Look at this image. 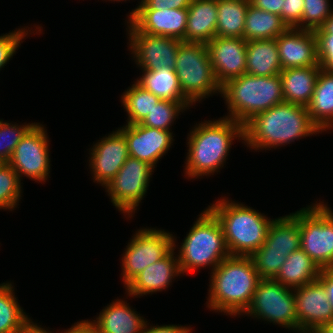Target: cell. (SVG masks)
Returning <instances> with one entry per match:
<instances>
[{
	"label": "cell",
	"instance_id": "9",
	"mask_svg": "<svg viewBox=\"0 0 333 333\" xmlns=\"http://www.w3.org/2000/svg\"><path fill=\"white\" fill-rule=\"evenodd\" d=\"M262 320L293 332L298 330V317L293 289L274 279H261L249 308L242 316ZM267 321V322H266Z\"/></svg>",
	"mask_w": 333,
	"mask_h": 333
},
{
	"label": "cell",
	"instance_id": "29",
	"mask_svg": "<svg viewBox=\"0 0 333 333\" xmlns=\"http://www.w3.org/2000/svg\"><path fill=\"white\" fill-rule=\"evenodd\" d=\"M14 283L0 284V333H25L34 323L15 295Z\"/></svg>",
	"mask_w": 333,
	"mask_h": 333
},
{
	"label": "cell",
	"instance_id": "48",
	"mask_svg": "<svg viewBox=\"0 0 333 333\" xmlns=\"http://www.w3.org/2000/svg\"><path fill=\"white\" fill-rule=\"evenodd\" d=\"M296 333H327L323 328H301Z\"/></svg>",
	"mask_w": 333,
	"mask_h": 333
},
{
	"label": "cell",
	"instance_id": "50",
	"mask_svg": "<svg viewBox=\"0 0 333 333\" xmlns=\"http://www.w3.org/2000/svg\"><path fill=\"white\" fill-rule=\"evenodd\" d=\"M104 1L107 2V0H104ZM108 1H112V2H121V1L123 2L124 1V2H126V1H129V0H108ZM143 1L144 0H139V2H138L139 5H137V6H140L143 3Z\"/></svg>",
	"mask_w": 333,
	"mask_h": 333
},
{
	"label": "cell",
	"instance_id": "37",
	"mask_svg": "<svg viewBox=\"0 0 333 333\" xmlns=\"http://www.w3.org/2000/svg\"><path fill=\"white\" fill-rule=\"evenodd\" d=\"M330 0H304L301 29L315 31L330 16L333 8Z\"/></svg>",
	"mask_w": 333,
	"mask_h": 333
},
{
	"label": "cell",
	"instance_id": "6",
	"mask_svg": "<svg viewBox=\"0 0 333 333\" xmlns=\"http://www.w3.org/2000/svg\"><path fill=\"white\" fill-rule=\"evenodd\" d=\"M220 96L228 111L223 117L243 126L255 115L284 102L279 74L261 77L245 73L223 84Z\"/></svg>",
	"mask_w": 333,
	"mask_h": 333
},
{
	"label": "cell",
	"instance_id": "25",
	"mask_svg": "<svg viewBox=\"0 0 333 333\" xmlns=\"http://www.w3.org/2000/svg\"><path fill=\"white\" fill-rule=\"evenodd\" d=\"M306 108L321 132L333 129V72L320 69L313 96Z\"/></svg>",
	"mask_w": 333,
	"mask_h": 333
},
{
	"label": "cell",
	"instance_id": "35",
	"mask_svg": "<svg viewBox=\"0 0 333 333\" xmlns=\"http://www.w3.org/2000/svg\"><path fill=\"white\" fill-rule=\"evenodd\" d=\"M34 25V29L31 26H24L22 28L20 26V28H16L14 31L10 30L8 33L0 35V71L9 63L14 54L17 53L16 50L20 48L21 43L24 42L23 40L30 36L29 34L40 35L43 32L42 26L39 27V24Z\"/></svg>",
	"mask_w": 333,
	"mask_h": 333
},
{
	"label": "cell",
	"instance_id": "16",
	"mask_svg": "<svg viewBox=\"0 0 333 333\" xmlns=\"http://www.w3.org/2000/svg\"><path fill=\"white\" fill-rule=\"evenodd\" d=\"M206 46L215 77L221 86L246 73L247 41L244 38L215 36Z\"/></svg>",
	"mask_w": 333,
	"mask_h": 333
},
{
	"label": "cell",
	"instance_id": "2",
	"mask_svg": "<svg viewBox=\"0 0 333 333\" xmlns=\"http://www.w3.org/2000/svg\"><path fill=\"white\" fill-rule=\"evenodd\" d=\"M319 133L322 134L306 106L283 102L255 115L244 125L243 144L251 151L266 152Z\"/></svg>",
	"mask_w": 333,
	"mask_h": 333
},
{
	"label": "cell",
	"instance_id": "23",
	"mask_svg": "<svg viewBox=\"0 0 333 333\" xmlns=\"http://www.w3.org/2000/svg\"><path fill=\"white\" fill-rule=\"evenodd\" d=\"M183 42L207 44L216 36L217 0H193Z\"/></svg>",
	"mask_w": 333,
	"mask_h": 333
},
{
	"label": "cell",
	"instance_id": "49",
	"mask_svg": "<svg viewBox=\"0 0 333 333\" xmlns=\"http://www.w3.org/2000/svg\"><path fill=\"white\" fill-rule=\"evenodd\" d=\"M323 329L327 332V333H333V321L330 322L329 324L325 325L323 327Z\"/></svg>",
	"mask_w": 333,
	"mask_h": 333
},
{
	"label": "cell",
	"instance_id": "41",
	"mask_svg": "<svg viewBox=\"0 0 333 333\" xmlns=\"http://www.w3.org/2000/svg\"><path fill=\"white\" fill-rule=\"evenodd\" d=\"M193 0H144L140 6H135L132 11L127 16V18L136 10V9H157L164 10L165 8L169 9H183L188 8Z\"/></svg>",
	"mask_w": 333,
	"mask_h": 333
},
{
	"label": "cell",
	"instance_id": "14",
	"mask_svg": "<svg viewBox=\"0 0 333 333\" xmlns=\"http://www.w3.org/2000/svg\"><path fill=\"white\" fill-rule=\"evenodd\" d=\"M89 150L90 172L94 183L105 188L130 157L127 142L119 127L93 142Z\"/></svg>",
	"mask_w": 333,
	"mask_h": 333
},
{
	"label": "cell",
	"instance_id": "45",
	"mask_svg": "<svg viewBox=\"0 0 333 333\" xmlns=\"http://www.w3.org/2000/svg\"><path fill=\"white\" fill-rule=\"evenodd\" d=\"M318 280L324 285L333 309V268L321 269Z\"/></svg>",
	"mask_w": 333,
	"mask_h": 333
},
{
	"label": "cell",
	"instance_id": "18",
	"mask_svg": "<svg viewBox=\"0 0 333 333\" xmlns=\"http://www.w3.org/2000/svg\"><path fill=\"white\" fill-rule=\"evenodd\" d=\"M187 17V8L136 9L126 20L138 32L182 40L186 31Z\"/></svg>",
	"mask_w": 333,
	"mask_h": 333
},
{
	"label": "cell",
	"instance_id": "36",
	"mask_svg": "<svg viewBox=\"0 0 333 333\" xmlns=\"http://www.w3.org/2000/svg\"><path fill=\"white\" fill-rule=\"evenodd\" d=\"M3 121L0 119V163H8L26 131L34 124Z\"/></svg>",
	"mask_w": 333,
	"mask_h": 333
},
{
	"label": "cell",
	"instance_id": "33",
	"mask_svg": "<svg viewBox=\"0 0 333 333\" xmlns=\"http://www.w3.org/2000/svg\"><path fill=\"white\" fill-rule=\"evenodd\" d=\"M23 185L8 163H0V209L13 211L22 199Z\"/></svg>",
	"mask_w": 333,
	"mask_h": 333
},
{
	"label": "cell",
	"instance_id": "19",
	"mask_svg": "<svg viewBox=\"0 0 333 333\" xmlns=\"http://www.w3.org/2000/svg\"><path fill=\"white\" fill-rule=\"evenodd\" d=\"M276 42L282 70L319 65L314 31L288 28Z\"/></svg>",
	"mask_w": 333,
	"mask_h": 333
},
{
	"label": "cell",
	"instance_id": "42",
	"mask_svg": "<svg viewBox=\"0 0 333 333\" xmlns=\"http://www.w3.org/2000/svg\"><path fill=\"white\" fill-rule=\"evenodd\" d=\"M150 325V326H149ZM193 329L191 328V326L189 325H179V324H168V325H151L148 323H146V326L143 330V333H192Z\"/></svg>",
	"mask_w": 333,
	"mask_h": 333
},
{
	"label": "cell",
	"instance_id": "17",
	"mask_svg": "<svg viewBox=\"0 0 333 333\" xmlns=\"http://www.w3.org/2000/svg\"><path fill=\"white\" fill-rule=\"evenodd\" d=\"M301 328H323L333 321V309L324 285L319 281L293 289Z\"/></svg>",
	"mask_w": 333,
	"mask_h": 333
},
{
	"label": "cell",
	"instance_id": "40",
	"mask_svg": "<svg viewBox=\"0 0 333 333\" xmlns=\"http://www.w3.org/2000/svg\"><path fill=\"white\" fill-rule=\"evenodd\" d=\"M321 69L333 72V34H315Z\"/></svg>",
	"mask_w": 333,
	"mask_h": 333
},
{
	"label": "cell",
	"instance_id": "38",
	"mask_svg": "<svg viewBox=\"0 0 333 333\" xmlns=\"http://www.w3.org/2000/svg\"><path fill=\"white\" fill-rule=\"evenodd\" d=\"M249 257L261 279H275L286 260V253L254 251Z\"/></svg>",
	"mask_w": 333,
	"mask_h": 333
},
{
	"label": "cell",
	"instance_id": "3",
	"mask_svg": "<svg viewBox=\"0 0 333 333\" xmlns=\"http://www.w3.org/2000/svg\"><path fill=\"white\" fill-rule=\"evenodd\" d=\"M260 280L249 256L230 255L210 273L206 308L230 317L242 316Z\"/></svg>",
	"mask_w": 333,
	"mask_h": 333
},
{
	"label": "cell",
	"instance_id": "27",
	"mask_svg": "<svg viewBox=\"0 0 333 333\" xmlns=\"http://www.w3.org/2000/svg\"><path fill=\"white\" fill-rule=\"evenodd\" d=\"M135 82L161 100L181 102L188 109L193 105L184 97L177 73L172 68L162 67L159 70H142V75ZM190 107V108H189Z\"/></svg>",
	"mask_w": 333,
	"mask_h": 333
},
{
	"label": "cell",
	"instance_id": "20",
	"mask_svg": "<svg viewBox=\"0 0 333 333\" xmlns=\"http://www.w3.org/2000/svg\"><path fill=\"white\" fill-rule=\"evenodd\" d=\"M176 250L172 249L164 258L150 264L138 274L124 289L128 296L140 298L166 291L176 277H181ZM173 280V281H172Z\"/></svg>",
	"mask_w": 333,
	"mask_h": 333
},
{
	"label": "cell",
	"instance_id": "43",
	"mask_svg": "<svg viewBox=\"0 0 333 333\" xmlns=\"http://www.w3.org/2000/svg\"><path fill=\"white\" fill-rule=\"evenodd\" d=\"M249 3L258 9L281 16L283 0H249Z\"/></svg>",
	"mask_w": 333,
	"mask_h": 333
},
{
	"label": "cell",
	"instance_id": "10",
	"mask_svg": "<svg viewBox=\"0 0 333 333\" xmlns=\"http://www.w3.org/2000/svg\"><path fill=\"white\" fill-rule=\"evenodd\" d=\"M172 249V232L155 227L137 229L124 248L120 262L124 288L146 267L164 258Z\"/></svg>",
	"mask_w": 333,
	"mask_h": 333
},
{
	"label": "cell",
	"instance_id": "30",
	"mask_svg": "<svg viewBox=\"0 0 333 333\" xmlns=\"http://www.w3.org/2000/svg\"><path fill=\"white\" fill-rule=\"evenodd\" d=\"M288 29L280 15L248 5L243 38L246 41L276 39Z\"/></svg>",
	"mask_w": 333,
	"mask_h": 333
},
{
	"label": "cell",
	"instance_id": "15",
	"mask_svg": "<svg viewBox=\"0 0 333 333\" xmlns=\"http://www.w3.org/2000/svg\"><path fill=\"white\" fill-rule=\"evenodd\" d=\"M126 139L129 155L149 163L154 168L160 159L170 151L175 139L173 131L160 130L143 125L124 124L119 128Z\"/></svg>",
	"mask_w": 333,
	"mask_h": 333
},
{
	"label": "cell",
	"instance_id": "7",
	"mask_svg": "<svg viewBox=\"0 0 333 333\" xmlns=\"http://www.w3.org/2000/svg\"><path fill=\"white\" fill-rule=\"evenodd\" d=\"M175 72L184 97L194 106L205 98L221 94L206 44L182 42L176 56Z\"/></svg>",
	"mask_w": 333,
	"mask_h": 333
},
{
	"label": "cell",
	"instance_id": "21",
	"mask_svg": "<svg viewBox=\"0 0 333 333\" xmlns=\"http://www.w3.org/2000/svg\"><path fill=\"white\" fill-rule=\"evenodd\" d=\"M127 300L114 299L94 320L99 333H143L147 320Z\"/></svg>",
	"mask_w": 333,
	"mask_h": 333
},
{
	"label": "cell",
	"instance_id": "11",
	"mask_svg": "<svg viewBox=\"0 0 333 333\" xmlns=\"http://www.w3.org/2000/svg\"><path fill=\"white\" fill-rule=\"evenodd\" d=\"M153 170L155 168L149 163L130 156L104 188L110 202L124 218L127 216L130 220L137 213L139 204L146 196Z\"/></svg>",
	"mask_w": 333,
	"mask_h": 333
},
{
	"label": "cell",
	"instance_id": "44",
	"mask_svg": "<svg viewBox=\"0 0 333 333\" xmlns=\"http://www.w3.org/2000/svg\"><path fill=\"white\" fill-rule=\"evenodd\" d=\"M61 333H99L96 325L91 319L77 321L68 329L60 331Z\"/></svg>",
	"mask_w": 333,
	"mask_h": 333
},
{
	"label": "cell",
	"instance_id": "24",
	"mask_svg": "<svg viewBox=\"0 0 333 333\" xmlns=\"http://www.w3.org/2000/svg\"><path fill=\"white\" fill-rule=\"evenodd\" d=\"M320 65L283 69L282 80L284 102L307 106L313 96Z\"/></svg>",
	"mask_w": 333,
	"mask_h": 333
},
{
	"label": "cell",
	"instance_id": "22",
	"mask_svg": "<svg viewBox=\"0 0 333 333\" xmlns=\"http://www.w3.org/2000/svg\"><path fill=\"white\" fill-rule=\"evenodd\" d=\"M301 247L300 210L275 218L267 238L257 252L286 253V257Z\"/></svg>",
	"mask_w": 333,
	"mask_h": 333
},
{
	"label": "cell",
	"instance_id": "39",
	"mask_svg": "<svg viewBox=\"0 0 333 333\" xmlns=\"http://www.w3.org/2000/svg\"><path fill=\"white\" fill-rule=\"evenodd\" d=\"M304 0H283L281 19L288 28L301 29Z\"/></svg>",
	"mask_w": 333,
	"mask_h": 333
},
{
	"label": "cell",
	"instance_id": "4",
	"mask_svg": "<svg viewBox=\"0 0 333 333\" xmlns=\"http://www.w3.org/2000/svg\"><path fill=\"white\" fill-rule=\"evenodd\" d=\"M207 208L221 224L227 249L232 256H250L259 249L274 220L227 196L218 198Z\"/></svg>",
	"mask_w": 333,
	"mask_h": 333
},
{
	"label": "cell",
	"instance_id": "32",
	"mask_svg": "<svg viewBox=\"0 0 333 333\" xmlns=\"http://www.w3.org/2000/svg\"><path fill=\"white\" fill-rule=\"evenodd\" d=\"M121 94V104L127 113L125 124L134 125L141 123L160 98L143 89L135 81Z\"/></svg>",
	"mask_w": 333,
	"mask_h": 333
},
{
	"label": "cell",
	"instance_id": "1",
	"mask_svg": "<svg viewBox=\"0 0 333 333\" xmlns=\"http://www.w3.org/2000/svg\"><path fill=\"white\" fill-rule=\"evenodd\" d=\"M235 140L244 143V126L233 119L220 117L196 123L187 135L185 178L194 180L220 173Z\"/></svg>",
	"mask_w": 333,
	"mask_h": 333
},
{
	"label": "cell",
	"instance_id": "46",
	"mask_svg": "<svg viewBox=\"0 0 333 333\" xmlns=\"http://www.w3.org/2000/svg\"><path fill=\"white\" fill-rule=\"evenodd\" d=\"M315 34H333V11L324 24L314 31Z\"/></svg>",
	"mask_w": 333,
	"mask_h": 333
},
{
	"label": "cell",
	"instance_id": "5",
	"mask_svg": "<svg viewBox=\"0 0 333 333\" xmlns=\"http://www.w3.org/2000/svg\"><path fill=\"white\" fill-rule=\"evenodd\" d=\"M197 216L180 246L176 242L177 237L173 235V249H178L176 255L182 275L206 267L213 271L230 256L222 226L215 215L206 207Z\"/></svg>",
	"mask_w": 333,
	"mask_h": 333
},
{
	"label": "cell",
	"instance_id": "31",
	"mask_svg": "<svg viewBox=\"0 0 333 333\" xmlns=\"http://www.w3.org/2000/svg\"><path fill=\"white\" fill-rule=\"evenodd\" d=\"M249 0H217L216 36L243 38Z\"/></svg>",
	"mask_w": 333,
	"mask_h": 333
},
{
	"label": "cell",
	"instance_id": "34",
	"mask_svg": "<svg viewBox=\"0 0 333 333\" xmlns=\"http://www.w3.org/2000/svg\"><path fill=\"white\" fill-rule=\"evenodd\" d=\"M185 110L189 109L181 102L160 99L140 124L145 127L172 131L174 121L179 119V115Z\"/></svg>",
	"mask_w": 333,
	"mask_h": 333
},
{
	"label": "cell",
	"instance_id": "8",
	"mask_svg": "<svg viewBox=\"0 0 333 333\" xmlns=\"http://www.w3.org/2000/svg\"><path fill=\"white\" fill-rule=\"evenodd\" d=\"M300 208L301 249L319 269L333 268V210L324 200Z\"/></svg>",
	"mask_w": 333,
	"mask_h": 333
},
{
	"label": "cell",
	"instance_id": "26",
	"mask_svg": "<svg viewBox=\"0 0 333 333\" xmlns=\"http://www.w3.org/2000/svg\"><path fill=\"white\" fill-rule=\"evenodd\" d=\"M246 74L274 76L282 71L276 39L247 41Z\"/></svg>",
	"mask_w": 333,
	"mask_h": 333
},
{
	"label": "cell",
	"instance_id": "28",
	"mask_svg": "<svg viewBox=\"0 0 333 333\" xmlns=\"http://www.w3.org/2000/svg\"><path fill=\"white\" fill-rule=\"evenodd\" d=\"M320 270L309 255L299 248L286 257L274 280L295 289L317 281Z\"/></svg>",
	"mask_w": 333,
	"mask_h": 333
},
{
	"label": "cell",
	"instance_id": "12",
	"mask_svg": "<svg viewBox=\"0 0 333 333\" xmlns=\"http://www.w3.org/2000/svg\"><path fill=\"white\" fill-rule=\"evenodd\" d=\"M49 139L46 127L39 122H35L23 135L8 162L20 181L25 176L45 184L51 178Z\"/></svg>",
	"mask_w": 333,
	"mask_h": 333
},
{
	"label": "cell",
	"instance_id": "13",
	"mask_svg": "<svg viewBox=\"0 0 333 333\" xmlns=\"http://www.w3.org/2000/svg\"><path fill=\"white\" fill-rule=\"evenodd\" d=\"M125 23L126 35L129 36L127 47L139 70L156 71L162 67L175 69L177 51L182 40L138 32L127 20Z\"/></svg>",
	"mask_w": 333,
	"mask_h": 333
},
{
	"label": "cell",
	"instance_id": "47",
	"mask_svg": "<svg viewBox=\"0 0 333 333\" xmlns=\"http://www.w3.org/2000/svg\"><path fill=\"white\" fill-rule=\"evenodd\" d=\"M25 333H54V332L48 330L47 327L45 329L42 325L34 321V323L26 330ZM56 333H61V332H56Z\"/></svg>",
	"mask_w": 333,
	"mask_h": 333
}]
</instances>
